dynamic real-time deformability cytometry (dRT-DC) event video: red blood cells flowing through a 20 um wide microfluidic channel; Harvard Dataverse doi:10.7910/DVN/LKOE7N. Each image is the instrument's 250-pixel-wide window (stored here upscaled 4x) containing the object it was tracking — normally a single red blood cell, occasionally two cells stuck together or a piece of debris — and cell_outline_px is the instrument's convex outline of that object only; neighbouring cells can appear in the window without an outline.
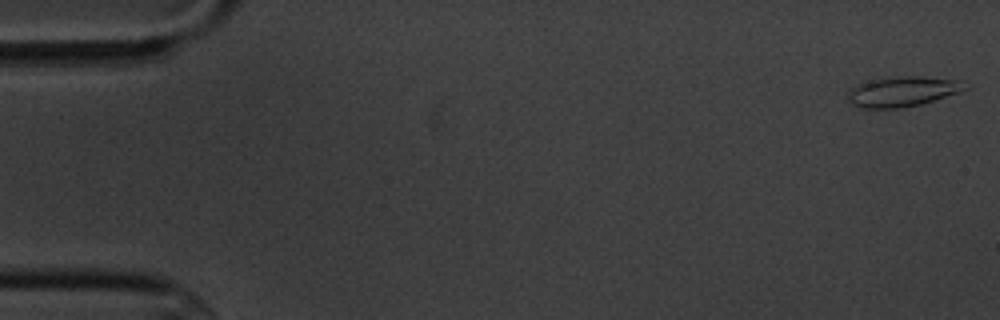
{"species": "common noctule bat (a hibernating species)", "species_latin": "Nyctalus noctula", "temperature_condition": "cold", "stored_images_in_passage": 7, "camera_frame_rate_fps": 3000, "um_per_image_px": 0.085, "animal": {"sex": "male", "body_mass_g": 20.1, "forearm_length_mm": 53.5}, "frame": {"image": 1, "passage_image": 1, "time_ms": 0.0, "image_size_px": [1000, 320], "cell_outline_px": [[968, 88], [960, 92], [920, 104], [904, 108], [860, 108], [852, 104], [848, 100], [848, 92], [856, 84], [872, 80], [900, 76], [920, 76], [956, 80]], "centroid_in_image_um": [76.66, 7.79], "position_along_channel_um": 8.3, "area_um2": 20.29}}
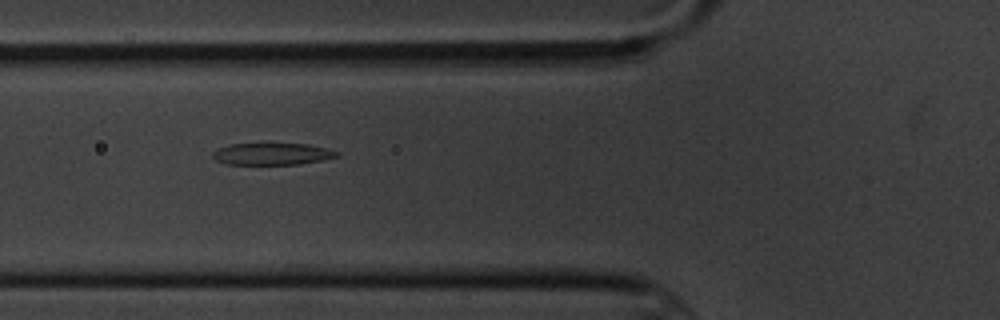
{"frame": {"image": 2, "passage_image": 6, "time_ms": 6.667, "image_size_px": [1000, 320], "cell_outline_px": [[340, 156], [324, 160], [300, 164], [228, 164], [216, 160], [212, 156], [212, 152], [216, 148], [228, 144], [308, 144], [328, 148], [340, 152]], "centroid_in_image_um": [23.16, 13.08], "position_along_channel_um": 102.6, "area_um2": 15.95}}
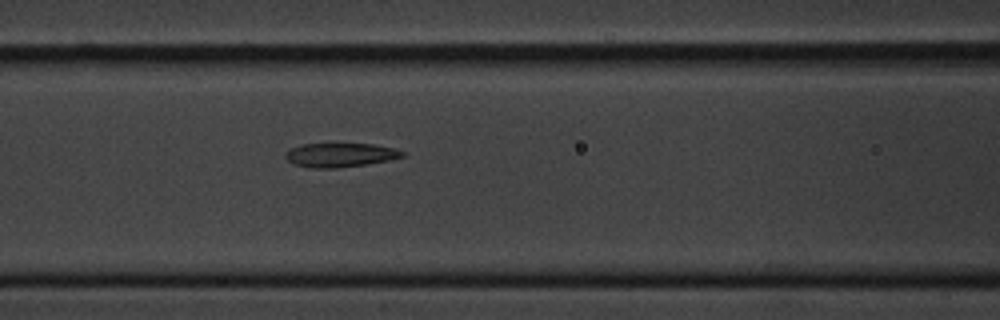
{"frame": {"image": 3, "passage_image": 7, "time_ms": 7.667, "image_size_px": [1000, 320], "cell_outline_px": [[404, 156], [388, 160], [364, 164], [336, 168], [312, 168], [292, 164], [284, 156], [284, 152], [292, 148], [304, 144], [372, 144], [392, 148], [404, 152]], "centroid_in_image_um": [28.86, 13.18], "position_along_channel_um": 137.7, "area_um2": 16.13}}